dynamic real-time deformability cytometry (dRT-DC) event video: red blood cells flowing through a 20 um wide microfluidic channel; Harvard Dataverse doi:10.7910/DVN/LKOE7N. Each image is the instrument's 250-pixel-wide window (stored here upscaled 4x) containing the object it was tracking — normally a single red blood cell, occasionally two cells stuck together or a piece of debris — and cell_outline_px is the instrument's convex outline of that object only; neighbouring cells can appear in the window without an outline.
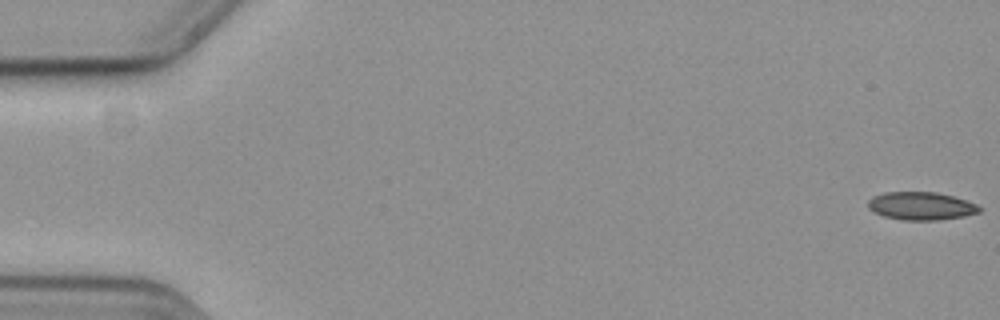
{"species": "common noctule bat (a hibernating species)", "species_latin": "Nyctalus noctula", "temperature_condition": "cold", "stored_images_in_passage": 58, "camera_frame_rate_fps": 3000, "um_per_image_px": 0.085, "animal": {"sex": "female", "body_mass_g": 19.3, "forearm_length_mm": 54.1}, "frame": {"image": 1, "passage_image": 1, "time_ms": 0.0, "image_size_px": [1000, 320], "cell_outline_px": [[980, 212], [964, 216], [940, 220], [904, 220], [884, 216], [868, 208], [868, 200], [872, 196], [884, 192], [936, 192], [952, 196], [976, 204], [980, 208]], "centroid_in_image_um": [78.27, 17.5], "position_along_channel_um": 6.7, "area_um2": 18.03}}
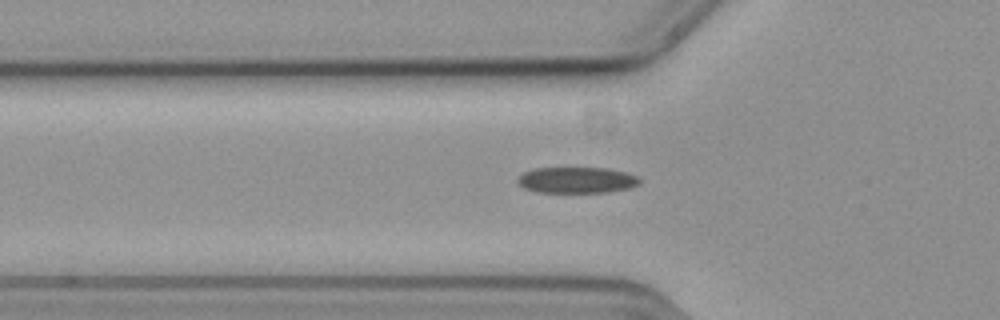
{"frame": {"image": 2, "passage_image": 20, "time_ms": 6.333, "image_size_px": [1000, 320], "cell_outline_px": [[640, 184], [628, 188], [604, 192], [536, 192], [524, 188], [516, 180], [524, 172], [536, 168], [608, 168], [624, 172], [636, 176], [640, 180]], "centroid_in_image_um": [49.01, 15.3], "position_along_channel_um": 76.8, "area_um2": 18.32}}
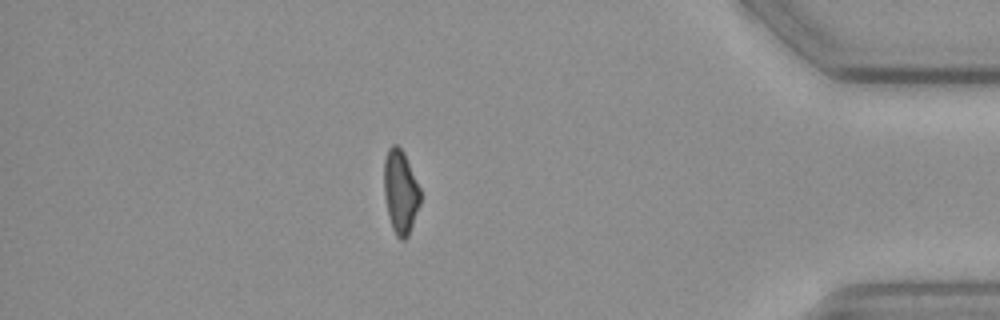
{"frame": {"image": 3, "passage_image": 50, "time_ms": 16.333, "image_size_px": [1000, 320], "cell_outline_px": [[420, 204], [408, 236], [404, 240], [400, 240], [396, 236], [392, 228], [388, 216], [384, 196], [384, 160], [388, 148], [392, 144], [396, 144], [404, 152], [420, 188]], "centroid_in_image_um": [34.03, 16.3], "position_along_channel_um": 401.2, "area_um2": 17.8}, "authors_computed_cell_mechanics": {"area_um2": 18.5538, "velocity_mm_per_s": 3.6602, "shape_relaxation_time_tau1_ms": 4.2563, "shape_relaxation_time_tau2_ms": null, "deformation_change_tau1": 0.1214, "deformation_change_tau2": null}}